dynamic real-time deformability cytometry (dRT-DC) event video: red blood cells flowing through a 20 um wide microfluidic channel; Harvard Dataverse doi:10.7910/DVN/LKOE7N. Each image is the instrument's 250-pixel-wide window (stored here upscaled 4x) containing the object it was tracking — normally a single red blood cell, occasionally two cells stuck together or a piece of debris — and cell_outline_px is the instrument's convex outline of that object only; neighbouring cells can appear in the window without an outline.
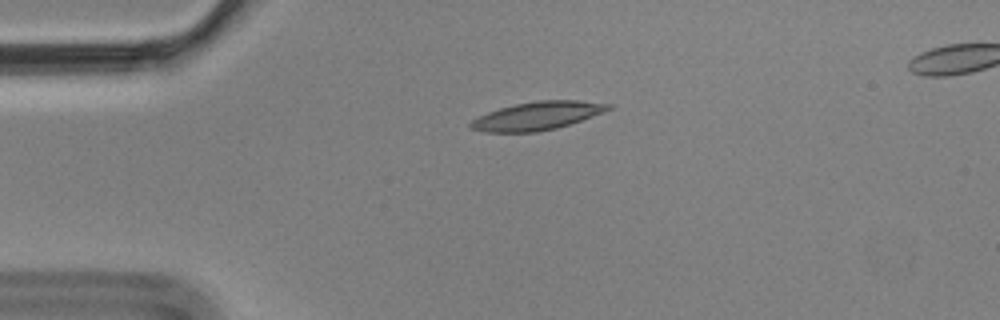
{"species": "Egyptian fruit bat (a non-hibernating species)", "species_latin": "Rousettus aegyptiacus", "temperature_condition": "cold", "stored_images_in_passage": 4, "camera_frame_rate_fps": 3000, "um_per_image_px": 0.085, "animal": {"sex": "male"}, "frame": {"image": 1, "passage_image": 2, "time_ms": 0.333, "image_size_px": [1000, 320], "cell_outline_px": [[612, 108], [604, 112], [556, 128], [536, 132], [484, 132], [472, 128], [468, 124], [472, 120], [488, 112], [500, 108], [516, 104], [536, 100], [576, 100], [612, 104]], "centroid_in_image_um": [45.67, 9.84], "position_along_channel_um": 39.3, "area_um2": 22.37}}